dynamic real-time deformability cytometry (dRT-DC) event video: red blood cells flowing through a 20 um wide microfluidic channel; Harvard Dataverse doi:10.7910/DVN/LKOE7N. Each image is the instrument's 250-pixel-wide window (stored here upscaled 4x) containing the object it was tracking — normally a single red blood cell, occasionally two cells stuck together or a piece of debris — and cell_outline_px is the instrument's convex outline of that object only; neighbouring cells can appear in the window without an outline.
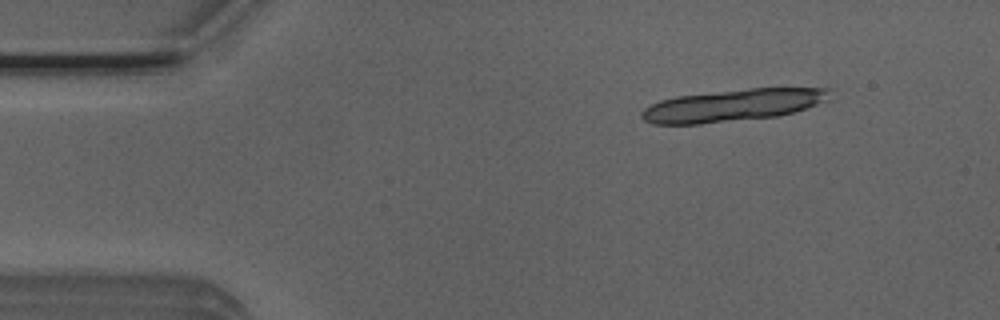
{"species": "Egyptian fruit bat (a non-hibernating species)", "species_latin": "Rousettus aegyptiacus", "temperature_condition": "room temperature", "stored_images_in_passage": 17, "camera_frame_rate_fps": 3000, "um_per_image_px": 0.085, "animal": {"sex": "male"}, "frame": {"image": 1, "passage_image": 6, "time_ms": 1.667, "image_size_px": [1000, 320], "cell_outline_px": [[832, 88], [828, 100], [792, 112], [776, 116], [700, 124], [652, 124], [644, 120], [640, 116], [640, 112], [644, 108], [660, 100], [676, 96], [748, 88]], "centroid_in_image_um": [62.25, 8.95], "position_along_channel_um": 22.8, "area_um2": 35.03}}